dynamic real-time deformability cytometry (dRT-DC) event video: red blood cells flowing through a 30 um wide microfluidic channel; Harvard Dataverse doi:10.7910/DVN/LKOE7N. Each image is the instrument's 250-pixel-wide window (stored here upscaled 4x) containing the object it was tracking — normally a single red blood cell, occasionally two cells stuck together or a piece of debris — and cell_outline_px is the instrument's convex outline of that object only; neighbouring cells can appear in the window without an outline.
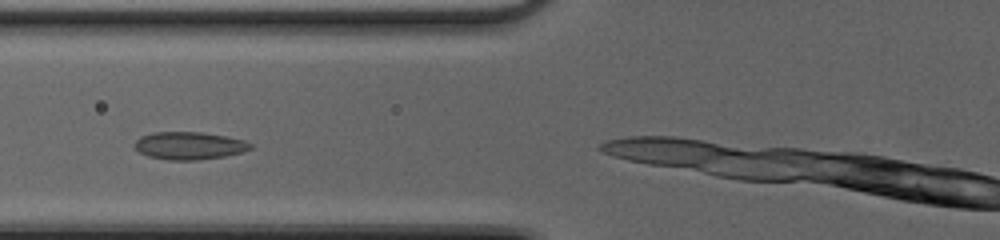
{"species": "common noctule bat (a hibernating species)", "species_latin": "Nyctalus noctula", "temperature_condition": "cold", "stored_images_in_passage": 9, "camera_frame_rate_fps": 3000, "um_per_image_px": 0.085, "animal": {"sex": "female", "body_mass_g": 20.0, "forearm_length_mm": 54.0}, "frame": {"image": 1, "passage_image": 6, "time_ms": 1.667, "image_size_px": [1000, 240], "cell_outline_px": [[252, 148], [244, 152], [224, 156], [196, 160], [168, 160], [148, 156], [140, 152], [132, 144], [140, 136], [152, 132], [200, 132], [228, 136], [244, 140], [252, 144]], "centroid_in_image_um": [16.08, 12.37], "position_along_channel_um": 109.7, "area_um2": 18.79}}